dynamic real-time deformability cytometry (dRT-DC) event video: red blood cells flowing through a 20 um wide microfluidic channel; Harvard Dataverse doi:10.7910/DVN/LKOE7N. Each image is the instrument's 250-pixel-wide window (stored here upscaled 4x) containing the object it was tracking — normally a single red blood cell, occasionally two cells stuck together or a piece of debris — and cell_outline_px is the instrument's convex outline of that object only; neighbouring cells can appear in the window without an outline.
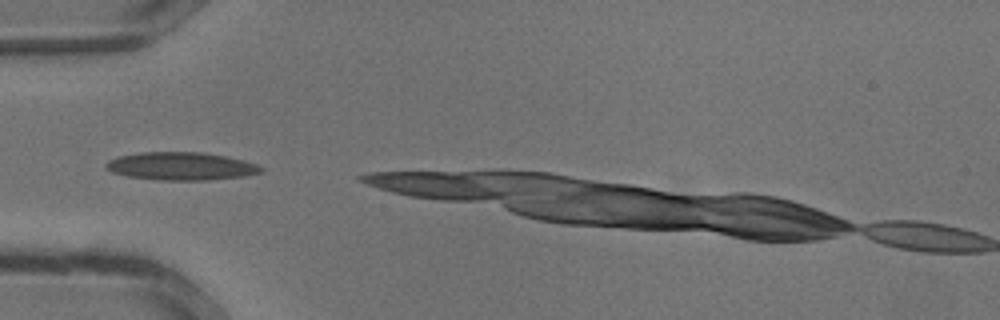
{"species": "common noctule bat (a hibernating species)", "species_latin": "Nyctalus noctula", "temperature_condition": "warm", "stored_images_in_passage": 3, "camera_frame_rate_fps": 3000, "um_per_image_px": 0.085, "animal": {"sex": "male", "body_mass_g": 13.3}, "frame": {"image": 1, "passage_image": 1, "time_ms": 0.0, "image_size_px": [1000, 320], "cell_outline_px": [[264, 172], [244, 176], [208, 180], [160, 180], [128, 176], [112, 172], [104, 168], [104, 164], [108, 160], [120, 156], [140, 152], [204, 152], [244, 160], [256, 164], [264, 168]], "centroid_in_image_um": [15.39, 14.12], "position_along_channel_um": 69.6, "area_um2": 25.32}}